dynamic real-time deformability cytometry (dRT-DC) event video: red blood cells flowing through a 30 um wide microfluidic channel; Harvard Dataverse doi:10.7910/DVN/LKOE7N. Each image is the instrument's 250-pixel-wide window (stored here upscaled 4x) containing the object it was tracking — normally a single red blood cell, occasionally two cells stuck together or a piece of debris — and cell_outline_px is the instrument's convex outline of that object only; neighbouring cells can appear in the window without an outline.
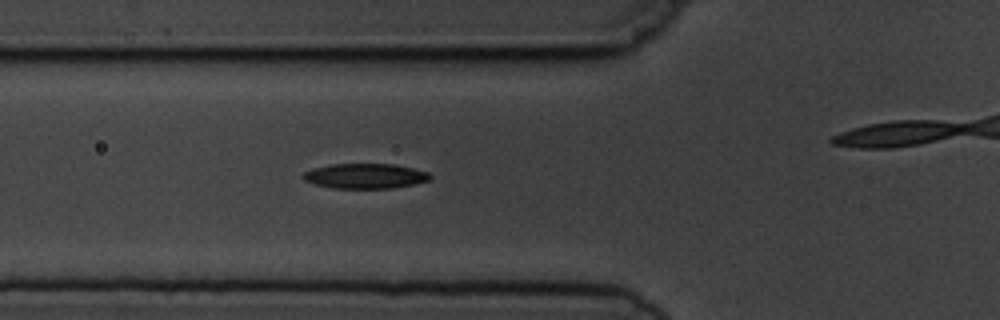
{"species": "common noctule bat (a hibernating species)", "species_latin": "Nyctalus noctula", "temperature_condition": "cold", "stored_images_in_passage": 6, "camera_frame_rate_fps": 3000, "um_per_image_px": 0.085, "animal": {"sex": "male", "body_mass_g": 19.5, "forearm_length_mm": 54.6}, "frame": {"image": 1, "passage_image": 5, "time_ms": 4.333, "image_size_px": [1000, 320], "cell_outline_px": [[432, 176], [428, 180], [412, 184], [392, 188], [332, 188], [312, 184], [304, 180], [300, 176], [304, 172], [312, 168], [332, 164], [396, 164], [428, 172]], "centroid_in_image_um": [30.98, 14.96], "position_along_channel_um": 94.8, "area_um2": 18.55}}